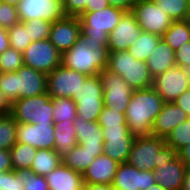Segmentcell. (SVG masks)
Masks as SVG:
<instances>
[{"label": "cell", "mask_w": 190, "mask_h": 190, "mask_svg": "<svg viewBox=\"0 0 190 190\" xmlns=\"http://www.w3.org/2000/svg\"><path fill=\"white\" fill-rule=\"evenodd\" d=\"M108 47L101 41L79 34L77 42L61 56V64L86 76H98L108 67Z\"/></svg>", "instance_id": "1"}, {"label": "cell", "mask_w": 190, "mask_h": 190, "mask_svg": "<svg viewBox=\"0 0 190 190\" xmlns=\"http://www.w3.org/2000/svg\"><path fill=\"white\" fill-rule=\"evenodd\" d=\"M164 103L153 87L134 90L125 113L129 131L134 136L151 135L153 124Z\"/></svg>", "instance_id": "2"}, {"label": "cell", "mask_w": 190, "mask_h": 190, "mask_svg": "<svg viewBox=\"0 0 190 190\" xmlns=\"http://www.w3.org/2000/svg\"><path fill=\"white\" fill-rule=\"evenodd\" d=\"M0 91L11 102L47 93V75L23 65L15 72L0 74Z\"/></svg>", "instance_id": "3"}, {"label": "cell", "mask_w": 190, "mask_h": 190, "mask_svg": "<svg viewBox=\"0 0 190 190\" xmlns=\"http://www.w3.org/2000/svg\"><path fill=\"white\" fill-rule=\"evenodd\" d=\"M177 152L157 136H136L127 163L139 170L154 171L164 161H172Z\"/></svg>", "instance_id": "4"}, {"label": "cell", "mask_w": 190, "mask_h": 190, "mask_svg": "<svg viewBox=\"0 0 190 190\" xmlns=\"http://www.w3.org/2000/svg\"><path fill=\"white\" fill-rule=\"evenodd\" d=\"M107 69L122 76L133 90L152 87L153 78L146 62L136 60L127 50L109 52Z\"/></svg>", "instance_id": "5"}, {"label": "cell", "mask_w": 190, "mask_h": 190, "mask_svg": "<svg viewBox=\"0 0 190 190\" xmlns=\"http://www.w3.org/2000/svg\"><path fill=\"white\" fill-rule=\"evenodd\" d=\"M53 102L48 93L25 97L12 102L11 115L21 123L43 124L54 123Z\"/></svg>", "instance_id": "6"}, {"label": "cell", "mask_w": 190, "mask_h": 190, "mask_svg": "<svg viewBox=\"0 0 190 190\" xmlns=\"http://www.w3.org/2000/svg\"><path fill=\"white\" fill-rule=\"evenodd\" d=\"M124 13L125 11L113 6L95 12H82L78 16L81 34L101 39L107 46L109 33L119 23Z\"/></svg>", "instance_id": "7"}, {"label": "cell", "mask_w": 190, "mask_h": 190, "mask_svg": "<svg viewBox=\"0 0 190 190\" xmlns=\"http://www.w3.org/2000/svg\"><path fill=\"white\" fill-rule=\"evenodd\" d=\"M73 100L79 118L87 122H97L104 107L103 88L99 77L88 76Z\"/></svg>", "instance_id": "8"}, {"label": "cell", "mask_w": 190, "mask_h": 190, "mask_svg": "<svg viewBox=\"0 0 190 190\" xmlns=\"http://www.w3.org/2000/svg\"><path fill=\"white\" fill-rule=\"evenodd\" d=\"M102 88L104 106L126 113L133 89L122 78L107 68L98 73Z\"/></svg>", "instance_id": "9"}, {"label": "cell", "mask_w": 190, "mask_h": 190, "mask_svg": "<svg viewBox=\"0 0 190 190\" xmlns=\"http://www.w3.org/2000/svg\"><path fill=\"white\" fill-rule=\"evenodd\" d=\"M131 12L142 31L161 37L173 22L157 2L149 0H137Z\"/></svg>", "instance_id": "10"}, {"label": "cell", "mask_w": 190, "mask_h": 190, "mask_svg": "<svg viewBox=\"0 0 190 190\" xmlns=\"http://www.w3.org/2000/svg\"><path fill=\"white\" fill-rule=\"evenodd\" d=\"M24 65L48 75L61 65L62 54L49 39L31 42L22 53Z\"/></svg>", "instance_id": "11"}, {"label": "cell", "mask_w": 190, "mask_h": 190, "mask_svg": "<svg viewBox=\"0 0 190 190\" xmlns=\"http://www.w3.org/2000/svg\"><path fill=\"white\" fill-rule=\"evenodd\" d=\"M88 76L62 64L47 75V93L51 98H71Z\"/></svg>", "instance_id": "12"}, {"label": "cell", "mask_w": 190, "mask_h": 190, "mask_svg": "<svg viewBox=\"0 0 190 190\" xmlns=\"http://www.w3.org/2000/svg\"><path fill=\"white\" fill-rule=\"evenodd\" d=\"M152 87L164 102L174 101L190 88V70L174 66L153 79Z\"/></svg>", "instance_id": "13"}, {"label": "cell", "mask_w": 190, "mask_h": 190, "mask_svg": "<svg viewBox=\"0 0 190 190\" xmlns=\"http://www.w3.org/2000/svg\"><path fill=\"white\" fill-rule=\"evenodd\" d=\"M16 8L21 22L31 19L54 22L66 16L62 0H20Z\"/></svg>", "instance_id": "14"}, {"label": "cell", "mask_w": 190, "mask_h": 190, "mask_svg": "<svg viewBox=\"0 0 190 190\" xmlns=\"http://www.w3.org/2000/svg\"><path fill=\"white\" fill-rule=\"evenodd\" d=\"M104 154L118 163L127 162L133 142L136 138L128 126L102 128Z\"/></svg>", "instance_id": "15"}, {"label": "cell", "mask_w": 190, "mask_h": 190, "mask_svg": "<svg viewBox=\"0 0 190 190\" xmlns=\"http://www.w3.org/2000/svg\"><path fill=\"white\" fill-rule=\"evenodd\" d=\"M141 33L142 29L138 25L134 14L131 11L125 12L119 23L108 35V51H126Z\"/></svg>", "instance_id": "16"}, {"label": "cell", "mask_w": 190, "mask_h": 190, "mask_svg": "<svg viewBox=\"0 0 190 190\" xmlns=\"http://www.w3.org/2000/svg\"><path fill=\"white\" fill-rule=\"evenodd\" d=\"M155 183L153 171L139 170L124 162L119 164L111 186L115 190H146Z\"/></svg>", "instance_id": "17"}, {"label": "cell", "mask_w": 190, "mask_h": 190, "mask_svg": "<svg viewBox=\"0 0 190 190\" xmlns=\"http://www.w3.org/2000/svg\"><path fill=\"white\" fill-rule=\"evenodd\" d=\"M16 142L36 149H54V123L16 124Z\"/></svg>", "instance_id": "18"}, {"label": "cell", "mask_w": 190, "mask_h": 190, "mask_svg": "<svg viewBox=\"0 0 190 190\" xmlns=\"http://www.w3.org/2000/svg\"><path fill=\"white\" fill-rule=\"evenodd\" d=\"M80 33L79 17L65 16L52 22L49 40L63 54L77 42Z\"/></svg>", "instance_id": "19"}, {"label": "cell", "mask_w": 190, "mask_h": 190, "mask_svg": "<svg viewBox=\"0 0 190 190\" xmlns=\"http://www.w3.org/2000/svg\"><path fill=\"white\" fill-rule=\"evenodd\" d=\"M119 164L104 153L97 156L82 174L84 183L112 185Z\"/></svg>", "instance_id": "20"}, {"label": "cell", "mask_w": 190, "mask_h": 190, "mask_svg": "<svg viewBox=\"0 0 190 190\" xmlns=\"http://www.w3.org/2000/svg\"><path fill=\"white\" fill-rule=\"evenodd\" d=\"M189 119L187 114L174 103L165 102L153 124L152 136L166 139L171 131Z\"/></svg>", "instance_id": "21"}, {"label": "cell", "mask_w": 190, "mask_h": 190, "mask_svg": "<svg viewBox=\"0 0 190 190\" xmlns=\"http://www.w3.org/2000/svg\"><path fill=\"white\" fill-rule=\"evenodd\" d=\"M78 144L89 152H104L102 128L98 122H87L78 116L74 120Z\"/></svg>", "instance_id": "22"}, {"label": "cell", "mask_w": 190, "mask_h": 190, "mask_svg": "<svg viewBox=\"0 0 190 190\" xmlns=\"http://www.w3.org/2000/svg\"><path fill=\"white\" fill-rule=\"evenodd\" d=\"M186 166L176 156L172 161H164L153 171L154 180L166 190H181Z\"/></svg>", "instance_id": "23"}, {"label": "cell", "mask_w": 190, "mask_h": 190, "mask_svg": "<svg viewBox=\"0 0 190 190\" xmlns=\"http://www.w3.org/2000/svg\"><path fill=\"white\" fill-rule=\"evenodd\" d=\"M49 190H83L82 173L61 163L54 171L45 176Z\"/></svg>", "instance_id": "24"}, {"label": "cell", "mask_w": 190, "mask_h": 190, "mask_svg": "<svg viewBox=\"0 0 190 190\" xmlns=\"http://www.w3.org/2000/svg\"><path fill=\"white\" fill-rule=\"evenodd\" d=\"M151 77L154 79L166 70L176 66L175 51L161 39L146 60Z\"/></svg>", "instance_id": "25"}, {"label": "cell", "mask_w": 190, "mask_h": 190, "mask_svg": "<svg viewBox=\"0 0 190 190\" xmlns=\"http://www.w3.org/2000/svg\"><path fill=\"white\" fill-rule=\"evenodd\" d=\"M103 153L104 152H89L77 144L71 150L65 151L62 154V163L74 171L83 174L94 159Z\"/></svg>", "instance_id": "26"}, {"label": "cell", "mask_w": 190, "mask_h": 190, "mask_svg": "<svg viewBox=\"0 0 190 190\" xmlns=\"http://www.w3.org/2000/svg\"><path fill=\"white\" fill-rule=\"evenodd\" d=\"M54 150L60 154L78 144L74 121L54 122Z\"/></svg>", "instance_id": "27"}, {"label": "cell", "mask_w": 190, "mask_h": 190, "mask_svg": "<svg viewBox=\"0 0 190 190\" xmlns=\"http://www.w3.org/2000/svg\"><path fill=\"white\" fill-rule=\"evenodd\" d=\"M62 163V154L54 149H37L31 170L33 173L46 176Z\"/></svg>", "instance_id": "28"}, {"label": "cell", "mask_w": 190, "mask_h": 190, "mask_svg": "<svg viewBox=\"0 0 190 190\" xmlns=\"http://www.w3.org/2000/svg\"><path fill=\"white\" fill-rule=\"evenodd\" d=\"M162 39L175 51L184 43L190 41V21H173L163 34Z\"/></svg>", "instance_id": "29"}, {"label": "cell", "mask_w": 190, "mask_h": 190, "mask_svg": "<svg viewBox=\"0 0 190 190\" xmlns=\"http://www.w3.org/2000/svg\"><path fill=\"white\" fill-rule=\"evenodd\" d=\"M161 36L144 32L139 35L138 39L128 47L127 51L136 59L146 62L151 52L156 48Z\"/></svg>", "instance_id": "30"}, {"label": "cell", "mask_w": 190, "mask_h": 190, "mask_svg": "<svg viewBox=\"0 0 190 190\" xmlns=\"http://www.w3.org/2000/svg\"><path fill=\"white\" fill-rule=\"evenodd\" d=\"M37 149L29 144L16 142L10 150L11 163L13 170L31 169L33 159L35 158Z\"/></svg>", "instance_id": "31"}, {"label": "cell", "mask_w": 190, "mask_h": 190, "mask_svg": "<svg viewBox=\"0 0 190 190\" xmlns=\"http://www.w3.org/2000/svg\"><path fill=\"white\" fill-rule=\"evenodd\" d=\"M16 124L11 114L0 115V149L10 151L15 145Z\"/></svg>", "instance_id": "32"}, {"label": "cell", "mask_w": 190, "mask_h": 190, "mask_svg": "<svg viewBox=\"0 0 190 190\" xmlns=\"http://www.w3.org/2000/svg\"><path fill=\"white\" fill-rule=\"evenodd\" d=\"M54 122L74 121L77 117L76 103L71 98H52Z\"/></svg>", "instance_id": "33"}, {"label": "cell", "mask_w": 190, "mask_h": 190, "mask_svg": "<svg viewBox=\"0 0 190 190\" xmlns=\"http://www.w3.org/2000/svg\"><path fill=\"white\" fill-rule=\"evenodd\" d=\"M7 31L10 47L21 53H23L32 42L28 34V26H26L24 22L19 21Z\"/></svg>", "instance_id": "34"}, {"label": "cell", "mask_w": 190, "mask_h": 190, "mask_svg": "<svg viewBox=\"0 0 190 190\" xmlns=\"http://www.w3.org/2000/svg\"><path fill=\"white\" fill-rule=\"evenodd\" d=\"M166 145L176 152L190 143V118L174 128L165 139Z\"/></svg>", "instance_id": "35"}, {"label": "cell", "mask_w": 190, "mask_h": 190, "mask_svg": "<svg viewBox=\"0 0 190 190\" xmlns=\"http://www.w3.org/2000/svg\"><path fill=\"white\" fill-rule=\"evenodd\" d=\"M157 4L173 20H187L188 0H158Z\"/></svg>", "instance_id": "36"}, {"label": "cell", "mask_w": 190, "mask_h": 190, "mask_svg": "<svg viewBox=\"0 0 190 190\" xmlns=\"http://www.w3.org/2000/svg\"><path fill=\"white\" fill-rule=\"evenodd\" d=\"M25 174L21 170L0 172V190H25Z\"/></svg>", "instance_id": "37"}, {"label": "cell", "mask_w": 190, "mask_h": 190, "mask_svg": "<svg viewBox=\"0 0 190 190\" xmlns=\"http://www.w3.org/2000/svg\"><path fill=\"white\" fill-rule=\"evenodd\" d=\"M24 65L22 53L9 47L0 54V68L2 73L15 72Z\"/></svg>", "instance_id": "38"}, {"label": "cell", "mask_w": 190, "mask_h": 190, "mask_svg": "<svg viewBox=\"0 0 190 190\" xmlns=\"http://www.w3.org/2000/svg\"><path fill=\"white\" fill-rule=\"evenodd\" d=\"M32 42L49 39L52 22L43 19H31L24 22Z\"/></svg>", "instance_id": "39"}, {"label": "cell", "mask_w": 190, "mask_h": 190, "mask_svg": "<svg viewBox=\"0 0 190 190\" xmlns=\"http://www.w3.org/2000/svg\"><path fill=\"white\" fill-rule=\"evenodd\" d=\"M101 128H109L114 126H128L125 120V114L120 110L103 107L98 121Z\"/></svg>", "instance_id": "40"}, {"label": "cell", "mask_w": 190, "mask_h": 190, "mask_svg": "<svg viewBox=\"0 0 190 190\" xmlns=\"http://www.w3.org/2000/svg\"><path fill=\"white\" fill-rule=\"evenodd\" d=\"M19 21L16 6L0 2V27L8 30Z\"/></svg>", "instance_id": "41"}, {"label": "cell", "mask_w": 190, "mask_h": 190, "mask_svg": "<svg viewBox=\"0 0 190 190\" xmlns=\"http://www.w3.org/2000/svg\"><path fill=\"white\" fill-rule=\"evenodd\" d=\"M25 174V190H49L45 176H40L32 172L31 169H21Z\"/></svg>", "instance_id": "42"}, {"label": "cell", "mask_w": 190, "mask_h": 190, "mask_svg": "<svg viewBox=\"0 0 190 190\" xmlns=\"http://www.w3.org/2000/svg\"><path fill=\"white\" fill-rule=\"evenodd\" d=\"M90 4V0H62L63 10L66 16H79Z\"/></svg>", "instance_id": "43"}, {"label": "cell", "mask_w": 190, "mask_h": 190, "mask_svg": "<svg viewBox=\"0 0 190 190\" xmlns=\"http://www.w3.org/2000/svg\"><path fill=\"white\" fill-rule=\"evenodd\" d=\"M175 64L178 67L190 70V41L175 50Z\"/></svg>", "instance_id": "44"}, {"label": "cell", "mask_w": 190, "mask_h": 190, "mask_svg": "<svg viewBox=\"0 0 190 190\" xmlns=\"http://www.w3.org/2000/svg\"><path fill=\"white\" fill-rule=\"evenodd\" d=\"M174 104L181 108L190 118V88L184 91L175 101Z\"/></svg>", "instance_id": "45"}, {"label": "cell", "mask_w": 190, "mask_h": 190, "mask_svg": "<svg viewBox=\"0 0 190 190\" xmlns=\"http://www.w3.org/2000/svg\"><path fill=\"white\" fill-rule=\"evenodd\" d=\"M13 170L9 150L0 149V172Z\"/></svg>", "instance_id": "46"}, {"label": "cell", "mask_w": 190, "mask_h": 190, "mask_svg": "<svg viewBox=\"0 0 190 190\" xmlns=\"http://www.w3.org/2000/svg\"><path fill=\"white\" fill-rule=\"evenodd\" d=\"M108 2L110 6L119 8L125 12H130L137 0H108Z\"/></svg>", "instance_id": "47"}, {"label": "cell", "mask_w": 190, "mask_h": 190, "mask_svg": "<svg viewBox=\"0 0 190 190\" xmlns=\"http://www.w3.org/2000/svg\"><path fill=\"white\" fill-rule=\"evenodd\" d=\"M110 6L108 0H90L83 12H95Z\"/></svg>", "instance_id": "48"}, {"label": "cell", "mask_w": 190, "mask_h": 190, "mask_svg": "<svg viewBox=\"0 0 190 190\" xmlns=\"http://www.w3.org/2000/svg\"><path fill=\"white\" fill-rule=\"evenodd\" d=\"M12 102L0 91V115L10 114Z\"/></svg>", "instance_id": "49"}, {"label": "cell", "mask_w": 190, "mask_h": 190, "mask_svg": "<svg viewBox=\"0 0 190 190\" xmlns=\"http://www.w3.org/2000/svg\"><path fill=\"white\" fill-rule=\"evenodd\" d=\"M177 157L185 166H190V143L177 151Z\"/></svg>", "instance_id": "50"}, {"label": "cell", "mask_w": 190, "mask_h": 190, "mask_svg": "<svg viewBox=\"0 0 190 190\" xmlns=\"http://www.w3.org/2000/svg\"><path fill=\"white\" fill-rule=\"evenodd\" d=\"M10 47L7 29L0 27V54Z\"/></svg>", "instance_id": "51"}, {"label": "cell", "mask_w": 190, "mask_h": 190, "mask_svg": "<svg viewBox=\"0 0 190 190\" xmlns=\"http://www.w3.org/2000/svg\"><path fill=\"white\" fill-rule=\"evenodd\" d=\"M83 190H115L111 185L84 183Z\"/></svg>", "instance_id": "52"}, {"label": "cell", "mask_w": 190, "mask_h": 190, "mask_svg": "<svg viewBox=\"0 0 190 190\" xmlns=\"http://www.w3.org/2000/svg\"><path fill=\"white\" fill-rule=\"evenodd\" d=\"M181 190H190V166H186Z\"/></svg>", "instance_id": "53"}, {"label": "cell", "mask_w": 190, "mask_h": 190, "mask_svg": "<svg viewBox=\"0 0 190 190\" xmlns=\"http://www.w3.org/2000/svg\"><path fill=\"white\" fill-rule=\"evenodd\" d=\"M2 3H8L13 6H17V4L20 2V0H0Z\"/></svg>", "instance_id": "54"}, {"label": "cell", "mask_w": 190, "mask_h": 190, "mask_svg": "<svg viewBox=\"0 0 190 190\" xmlns=\"http://www.w3.org/2000/svg\"><path fill=\"white\" fill-rule=\"evenodd\" d=\"M146 190H166V189L163 188L162 186H160L159 184L155 183L154 185H152L151 187H149Z\"/></svg>", "instance_id": "55"}, {"label": "cell", "mask_w": 190, "mask_h": 190, "mask_svg": "<svg viewBox=\"0 0 190 190\" xmlns=\"http://www.w3.org/2000/svg\"><path fill=\"white\" fill-rule=\"evenodd\" d=\"M187 20H189V21H190V0H188Z\"/></svg>", "instance_id": "56"}]
</instances>
